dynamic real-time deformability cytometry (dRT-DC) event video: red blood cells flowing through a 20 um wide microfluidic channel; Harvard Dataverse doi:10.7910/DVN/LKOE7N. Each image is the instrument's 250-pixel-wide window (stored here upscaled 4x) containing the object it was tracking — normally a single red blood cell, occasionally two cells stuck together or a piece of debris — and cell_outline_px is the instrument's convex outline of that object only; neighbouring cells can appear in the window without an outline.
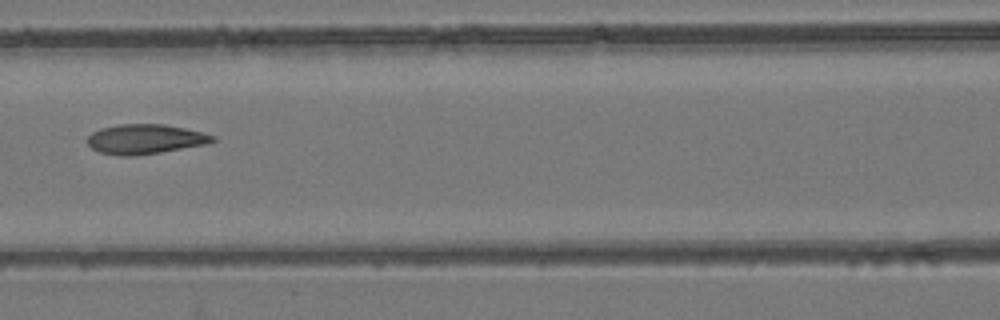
{"species": "common noctule bat (a hibernating species)", "species_latin": "Nyctalus noctula", "temperature_condition": "room temperature", "stored_images_in_passage": 6, "camera_frame_rate_fps": 3000, "um_per_image_px": 0.085, "animal": {"sex": "female", "body_mass_g": 24.6, "forearm_length_mm": 56.2}, "frame": {"image": 1, "passage_image": 6, "time_ms": 7.667, "image_size_px": [1000, 320], "cell_outline_px": [[216, 140], [208, 144], [136, 156], [120, 156], [100, 152], [92, 148], [88, 144], [88, 136], [92, 132], [100, 128], [120, 124], [164, 124], [184, 128], [216, 136]], "centroid_in_image_um": [12.34, 11.83], "position_along_channel_um": 154.3, "area_um2": 21.68}}